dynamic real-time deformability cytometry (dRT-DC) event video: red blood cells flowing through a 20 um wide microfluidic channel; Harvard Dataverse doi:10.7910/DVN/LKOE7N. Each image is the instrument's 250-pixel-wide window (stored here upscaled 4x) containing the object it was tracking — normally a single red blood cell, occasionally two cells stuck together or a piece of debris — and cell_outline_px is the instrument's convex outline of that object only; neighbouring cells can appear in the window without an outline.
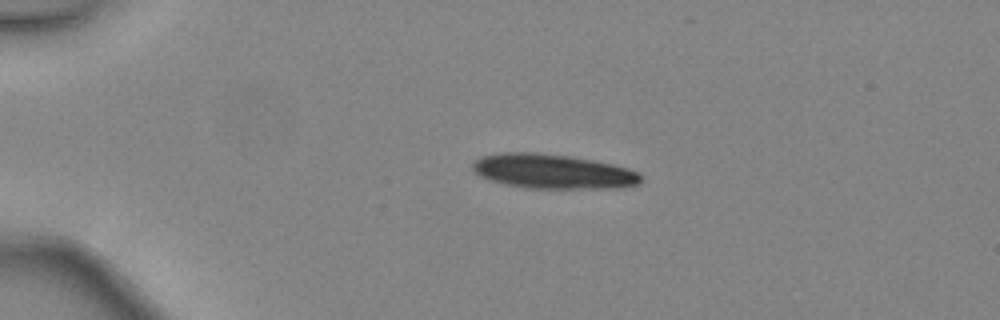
{"species": "common noctule bat (a hibernating species)", "species_latin": "Nyctalus noctula", "temperature_condition": "warm", "stored_images_in_passage": 37, "camera_frame_rate_fps": 3000, "um_per_image_px": 0.085, "animal": {"sex": "female", "body_mass_g": 24.6, "forearm_length_mm": 56.2}, "frame": {"image": 1, "passage_image": 1, "time_ms": 0.0, "image_size_px": [1000, 320], "cell_outline_px": [[640, 184], [624, 188], [524, 188], [504, 184], [488, 180], [480, 176], [472, 168], [472, 164], [480, 156], [500, 152], [536, 152], [572, 156], [612, 164], [628, 168], [640, 172]], "centroid_in_image_um": [46.99, 14.57], "position_along_channel_um": 38.0, "area_um2": 34.22}}
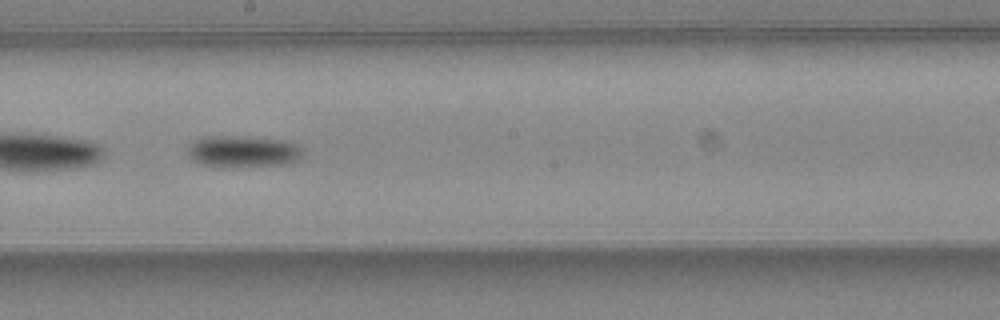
{"frame": {"image": 2, "passage_image": 18, "time_ms": 5.667, "image_size_px": [1000, 320], "cell_outline_px": [[304, 156], [300, 160], [288, 164], [196, 164], [188, 156], [188, 148], [192, 140], [200, 136], [248, 136], [284, 140], [296, 144], [304, 148]], "centroid_in_image_um": [20.69, 12.81], "position_along_channel_um": 227.5, "area_um2": 20.92}}
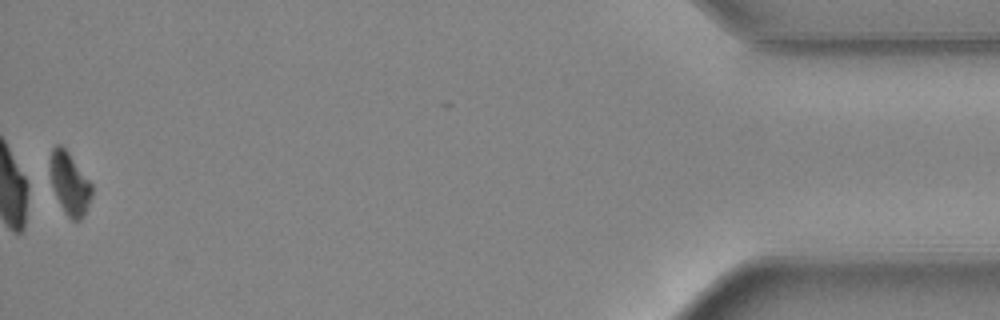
{"frame": {"image": 3, "passage_image": 37, "time_ms": 12.0, "image_size_px": [1000, 320], "cell_outline_px": [[92, 196], [80, 220], [72, 220], [64, 212], [52, 188], [48, 168], [52, 148], [56, 144], [60, 144], [68, 152], [92, 184]], "centroid_in_image_um": [5.88, 15.57], "position_along_channel_um": 429.3, "area_um2": 15.09}, "authors_computed_cell_mechanics": {"area_um2": 19.5364, "velocity_mm_per_s": 4.4783, "shape_relaxation_time_tau1_ms": 2.0458, "shape_relaxation_time_tau2_ms": null, "deformation_change_tau1": 0.1078, "deformation_change_tau2": null}}